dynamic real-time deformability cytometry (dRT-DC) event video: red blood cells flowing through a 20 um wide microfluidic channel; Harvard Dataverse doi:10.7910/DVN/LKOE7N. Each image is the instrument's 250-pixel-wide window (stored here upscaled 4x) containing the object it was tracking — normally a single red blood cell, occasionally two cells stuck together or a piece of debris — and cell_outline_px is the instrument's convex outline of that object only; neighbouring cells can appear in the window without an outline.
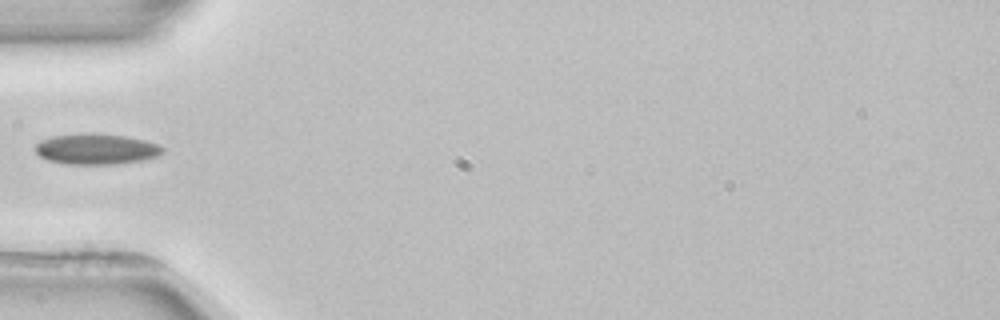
{"species": "common noctule bat (a hibernating species)", "species_latin": "Nyctalus noctula", "temperature_condition": "room temperature", "stored_images_in_passage": 5, "camera_frame_rate_fps": 3000, "um_per_image_px": 0.085, "animal": {"sex": "female", "body_mass_g": 22.7, "forearm_length_mm": 54.2}, "frame": {"image": 1, "passage_image": 5, "time_ms": 5.667, "image_size_px": [1000, 320], "cell_outline_px": [[164, 152], [160, 156], [140, 160], [116, 164], [64, 164], [48, 160], [40, 156], [36, 152], [36, 144], [52, 136], [124, 136], [144, 140], [156, 144], [164, 148]], "centroid_in_image_um": [8.23, 12.73], "position_along_channel_um": 76.8, "area_um2": 21.68}}